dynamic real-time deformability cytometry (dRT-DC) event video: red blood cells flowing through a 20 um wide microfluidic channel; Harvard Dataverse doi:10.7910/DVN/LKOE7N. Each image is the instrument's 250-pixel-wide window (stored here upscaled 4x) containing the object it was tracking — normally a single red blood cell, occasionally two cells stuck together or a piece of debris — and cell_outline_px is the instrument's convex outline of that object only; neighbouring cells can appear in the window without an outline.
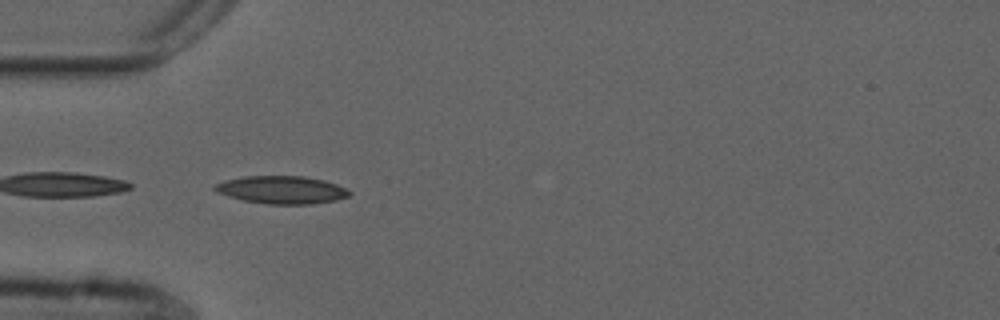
{"species": "common noctule bat (a hibernating species)", "species_latin": "Nyctalus noctula", "temperature_condition": "cold", "stored_images_in_passage": 54, "camera_frame_rate_fps": 3000, "um_per_image_px": 0.085, "animal": {"sex": "male", "forearm_length_mm": 52.5}, "frame": {"image": 1, "passage_image": 16, "time_ms": 5.0, "image_size_px": [1000, 320], "cell_outline_px": [[352, 192], [348, 196], [336, 200], [312, 204], [268, 204], [244, 200], [228, 196], [216, 192], [212, 188], [216, 184], [224, 180], [244, 176], [304, 176], [324, 180], [336, 184]], "centroid_in_image_um": [23.93, 16.13], "position_along_channel_um": 61.1, "area_um2": 21.73}}
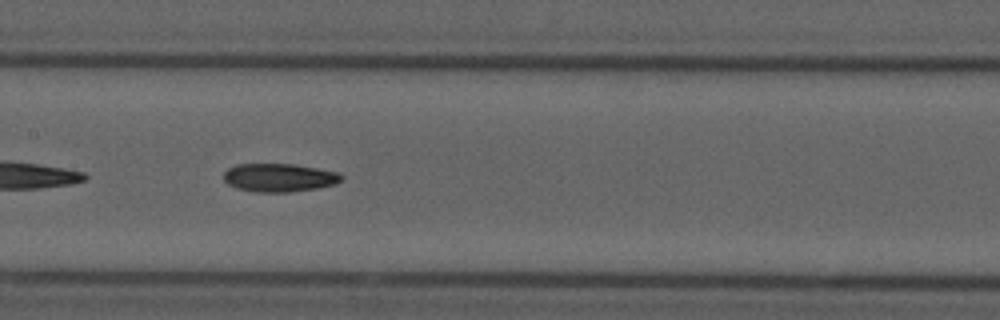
{"frame": {"image": 2, "passage_image": 26, "time_ms": 8.333, "image_size_px": [1000, 320], "cell_outline_px": [[344, 180], [336, 184], [316, 188], [288, 192], [256, 192], [236, 188], [228, 184], [224, 180], [224, 172], [228, 168], [236, 164], [292, 164], [316, 168], [336, 172], [344, 176]], "centroid_in_image_um": [23.73, 15.1], "position_along_channel_um": 183.7, "area_um2": 19.42}}
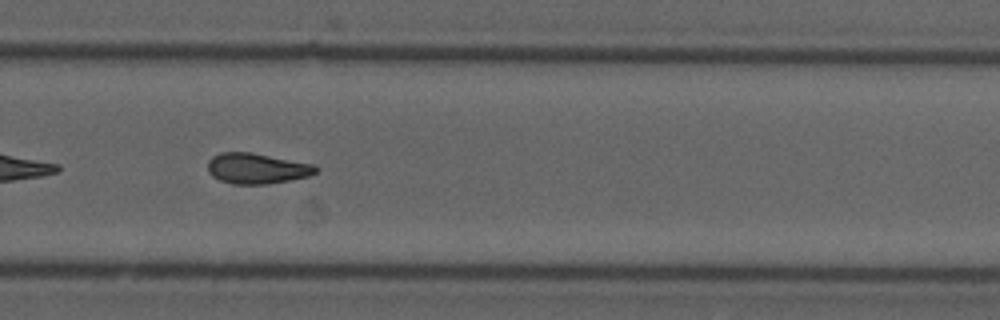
{"frame": {"image": 3, "passage_image": 36, "time_ms": 11.667, "image_size_px": [1000, 320], "cell_outline_px": [[320, 168], [316, 172], [308, 176], [268, 184], [232, 184], [220, 180], [212, 176], [208, 172], [208, 160], [212, 156], [220, 152], [252, 152], [316, 164]], "centroid_in_image_um": [21.84, 14.3], "position_along_channel_um": 308.0, "area_um2": 19.48}, "authors_computed_cell_mechanics": {"area_um2": 19.7387, "velocity_mm_per_s": 3.7438, "shape_relaxation_time_tau1_ms": 8.4796, "shape_relaxation_time_tau2_ms": 6.4348, "deformation_change_tau1": 0.1905, "deformation_change_tau2": 0.1451}}